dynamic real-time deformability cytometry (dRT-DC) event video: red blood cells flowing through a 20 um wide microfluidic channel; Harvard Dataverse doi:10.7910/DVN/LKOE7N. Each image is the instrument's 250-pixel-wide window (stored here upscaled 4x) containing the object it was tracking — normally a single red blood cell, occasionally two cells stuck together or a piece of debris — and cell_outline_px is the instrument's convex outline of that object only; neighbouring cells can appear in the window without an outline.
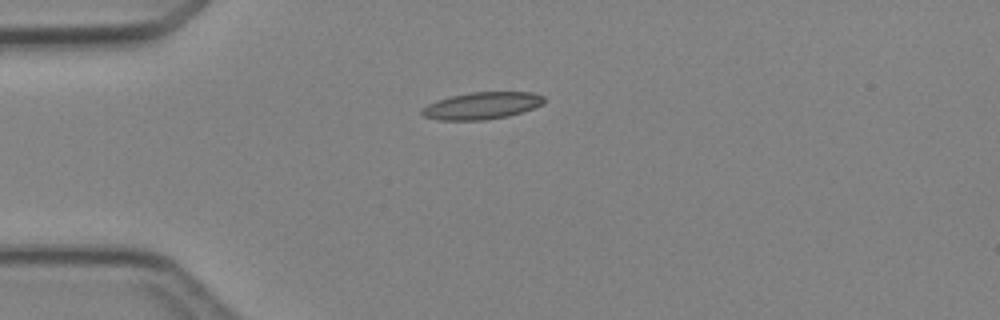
{"species": "Egyptian fruit bat (a non-hibernating species)", "species_latin": "Rousettus aegyptiacus", "temperature_condition": "cold", "stored_images_in_passage": 4, "camera_frame_rate_fps": 3000, "um_per_image_px": 0.085, "animal": {"sex": "female"}, "frame": {"image": 1, "passage_image": 4, "time_ms": 3.667, "image_size_px": [1000, 320], "cell_outline_px": [[544, 100], [540, 104], [532, 108], [508, 116], [484, 120], [440, 120], [424, 116], [420, 112], [420, 108], [436, 100], [468, 92], [532, 92], [544, 96]], "centroid_in_image_um": [40.9, 8.98], "position_along_channel_um": 44.1, "area_um2": 19.13}}